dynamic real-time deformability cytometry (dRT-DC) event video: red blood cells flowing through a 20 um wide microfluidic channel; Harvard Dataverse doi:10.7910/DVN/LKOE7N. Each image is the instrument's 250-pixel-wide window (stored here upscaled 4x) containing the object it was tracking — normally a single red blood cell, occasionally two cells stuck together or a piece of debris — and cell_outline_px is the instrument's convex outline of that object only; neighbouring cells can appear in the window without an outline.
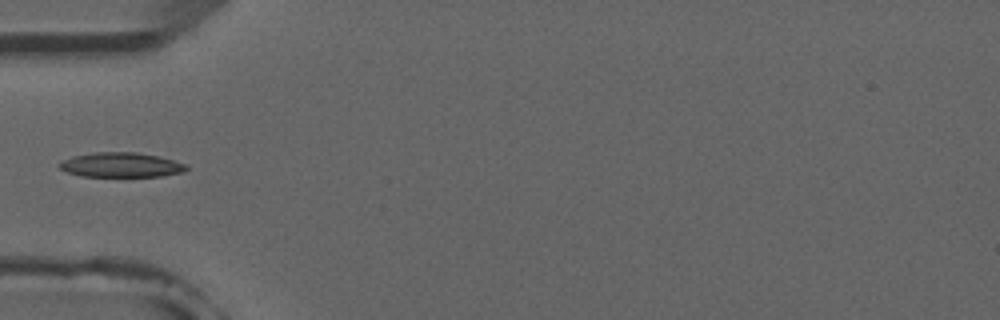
{"species": "common noctule bat (a hibernating species)", "species_latin": "Nyctalus noctula", "temperature_condition": "room temperature", "stored_images_in_passage": 6, "camera_frame_rate_fps": 3000, "um_per_image_px": 0.085, "animal": {"sex": "male", "forearm_length_mm": 52.5}, "frame": {"image": 1, "passage_image": 5, "time_ms": 4.667, "image_size_px": [1000, 320], "cell_outline_px": [[188, 168], [184, 172], [160, 176], [80, 176], [68, 172], [60, 168], [56, 164], [72, 156], [96, 152], [136, 152], [156, 156], [172, 160], [184, 164]], "centroid_in_image_um": [10.25, 14.01], "position_along_channel_um": 74.7, "area_um2": 18.03}}
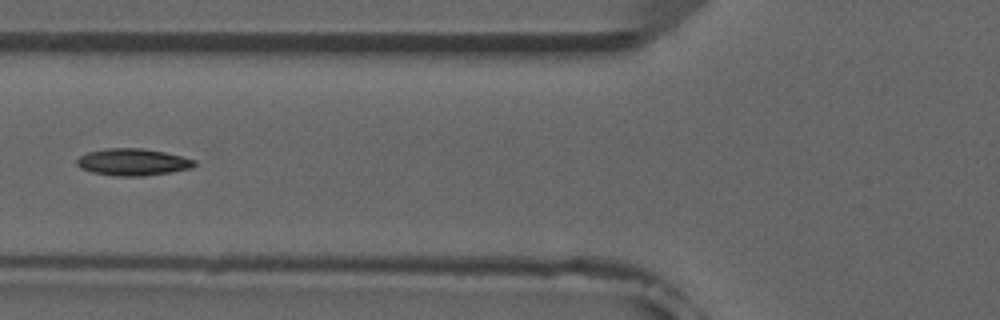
{"frame": {"image": 2, "passage_image": 6, "time_ms": 5.667, "image_size_px": [1000, 320], "cell_outline_px": [[196, 164], [192, 168], [144, 176], [116, 176], [92, 172], [80, 168], [76, 164], [76, 160], [80, 156], [88, 152], [108, 148], [140, 148], [164, 152], [196, 160]], "centroid_in_image_um": [11.27, 13.78], "position_along_channel_um": 114.5, "area_um2": 18.32}}